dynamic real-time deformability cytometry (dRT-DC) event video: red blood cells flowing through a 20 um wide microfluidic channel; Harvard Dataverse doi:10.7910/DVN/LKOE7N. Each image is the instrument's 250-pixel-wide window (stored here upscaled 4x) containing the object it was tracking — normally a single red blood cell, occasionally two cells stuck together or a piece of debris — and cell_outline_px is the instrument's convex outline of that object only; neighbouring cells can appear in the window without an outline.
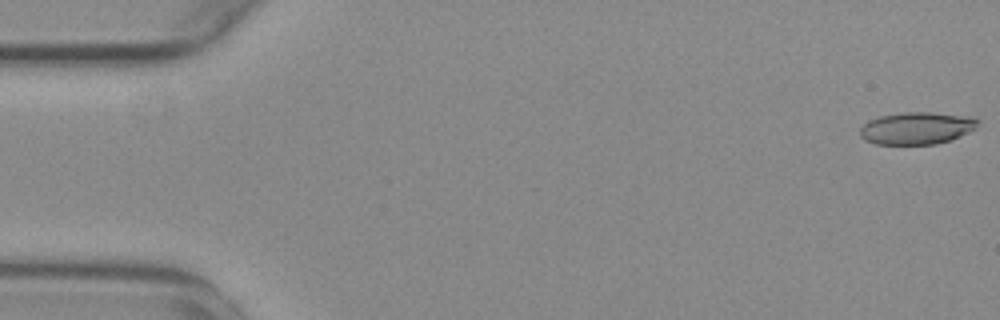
{"species": "common noctule bat (a hibernating species)", "species_latin": "Nyctalus noctula", "temperature_condition": "warm", "stored_images_in_passage": 13, "camera_frame_rate_fps": 3000, "um_per_image_px": 0.085, "animal": {"sex": "female", "body_mass_g": 29.2, "forearm_length_mm": 56.3}, "frame": {"image": 1, "passage_image": 1, "time_ms": 0.0, "image_size_px": [1000, 320], "cell_outline_px": [[980, 120], [976, 128], [960, 136], [936, 144], [876, 144], [864, 140], [860, 136], [860, 128], [868, 120], [880, 116], [904, 112], [928, 112], [972, 116]], "centroid_in_image_um": [77.92, 10.89], "position_along_channel_um": 7.1, "area_um2": 22.2}}
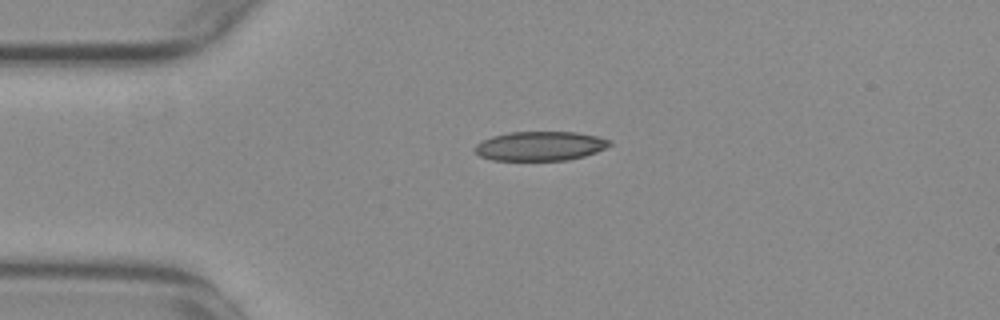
{"frame": {"image": 2, "passage_image": 13, "time_ms": 4.0, "image_size_px": [1000, 320], "cell_outline_px": [[612, 144], [596, 152], [584, 156], [568, 160], [492, 160], [480, 156], [476, 152], [476, 144], [492, 136], [508, 132], [576, 132], [596, 136], [612, 140]], "centroid_in_image_um": [45.93, 12.41], "position_along_channel_um": 39.1, "area_um2": 22.89}}